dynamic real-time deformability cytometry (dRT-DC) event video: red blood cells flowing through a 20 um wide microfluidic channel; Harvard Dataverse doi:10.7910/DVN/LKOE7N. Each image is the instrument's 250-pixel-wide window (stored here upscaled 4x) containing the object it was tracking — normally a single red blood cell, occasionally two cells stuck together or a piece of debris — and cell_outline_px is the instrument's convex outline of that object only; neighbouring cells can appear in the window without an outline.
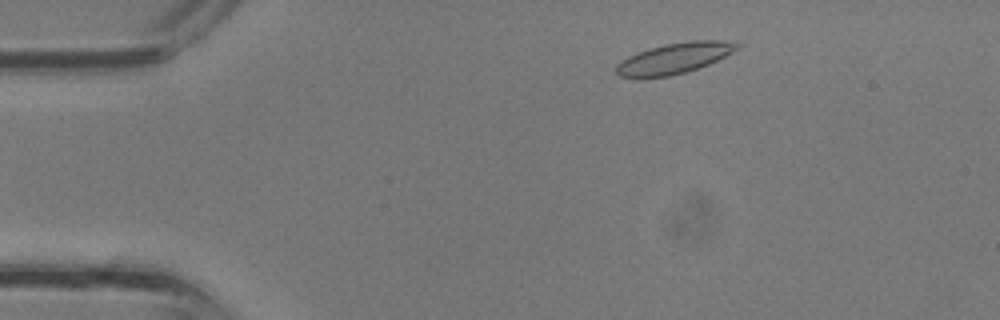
{"species": "common noctule bat (a hibernating species)", "species_latin": "Nyctalus noctula", "temperature_condition": "room temperature", "stored_images_in_passage": 33, "camera_frame_rate_fps": 3000, "um_per_image_px": 0.085, "animal": {"sex": "male", "body_mass_g": 13.3}, "frame": {"image": 1, "passage_image": 4, "time_ms": 1.0, "image_size_px": [1000, 320], "cell_outline_px": [[744, 44], [740, 48], [708, 64], [684, 72], [668, 76], [620, 76], [616, 72], [616, 64], [628, 56], [648, 48], [664, 44], [692, 40], [720, 40]], "centroid_in_image_um": [57.35, 4.91], "position_along_channel_um": 27.6, "area_um2": 21.21}}
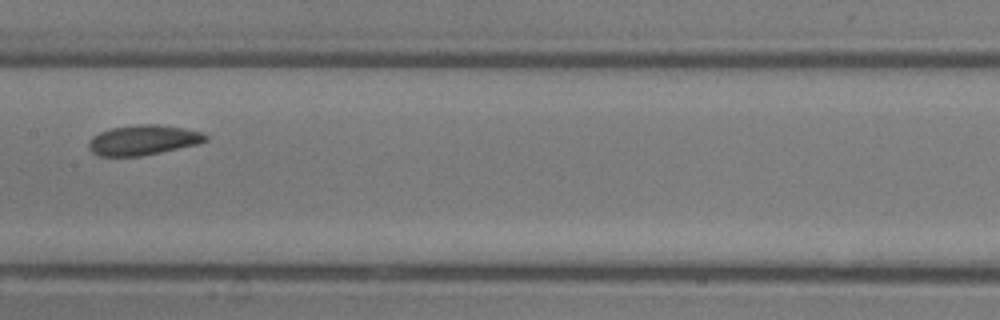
{"frame": {"image": 2, "passage_image": 16, "time_ms": 5.0, "image_size_px": [1000, 320], "cell_outline_px": [[208, 140], [196, 144], [160, 152], [140, 156], [100, 156], [92, 152], [88, 148], [88, 140], [92, 136], [100, 132], [112, 128], [140, 124], [160, 124], [184, 128], [204, 132], [208, 136]], "centroid_in_image_um": [12.16, 11.89], "position_along_channel_um": 195.2, "area_um2": 20.46}}
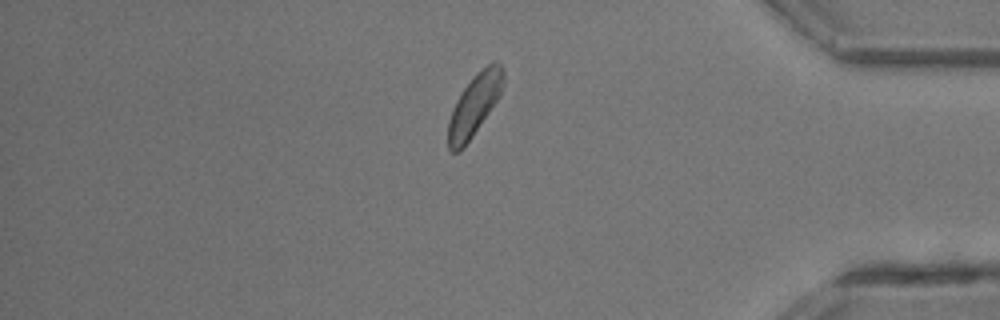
{"frame": {"image": 3, "passage_image": 28, "time_ms": 9.0, "image_size_px": [1000, 320], "cell_outline_px": [[504, 84], [496, 100], [464, 148], [460, 152], [452, 152], [448, 148], [448, 120], [452, 108], [456, 100], [464, 88], [476, 72], [492, 60], [496, 60], [500, 64], [504, 72]], "centroid_in_image_um": [40.31, 8.9], "position_along_channel_um": 394.9, "area_um2": 19.65}}